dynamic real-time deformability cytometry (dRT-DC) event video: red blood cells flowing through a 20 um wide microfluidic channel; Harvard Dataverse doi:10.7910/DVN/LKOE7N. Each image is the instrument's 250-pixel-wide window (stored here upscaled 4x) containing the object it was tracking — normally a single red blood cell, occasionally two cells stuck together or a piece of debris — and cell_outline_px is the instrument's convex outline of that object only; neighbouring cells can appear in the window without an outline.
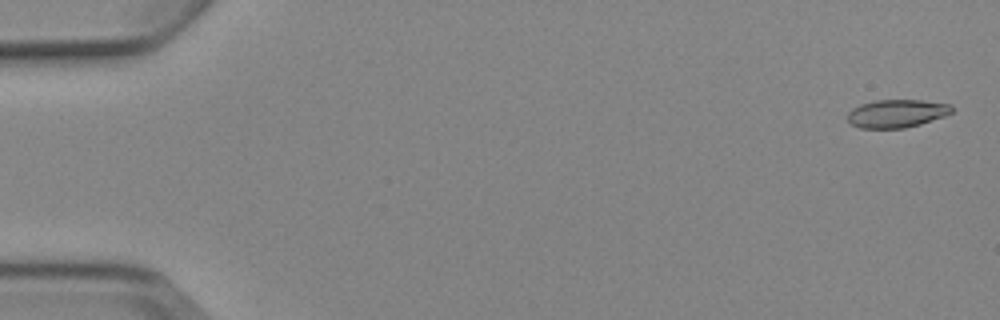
{"species": "Egyptian fruit bat (a non-hibernating species)", "species_latin": "Rousettus aegyptiacus", "temperature_condition": "cold", "stored_images_in_passage": 4, "camera_frame_rate_fps": 3000, "um_per_image_px": 0.085, "animal": {"sex": "female"}, "frame": {"image": 1, "passage_image": 1, "time_ms": 0.0, "image_size_px": [1000, 320], "cell_outline_px": [[952, 112], [944, 116], [920, 124], [904, 128], [860, 128], [852, 124], [848, 120], [848, 112], [852, 108], [860, 104], [876, 100], [920, 100], [948, 104], [952, 108]], "centroid_in_image_um": [76.19, 9.64], "position_along_channel_um": 8.8, "area_um2": 16.88}}
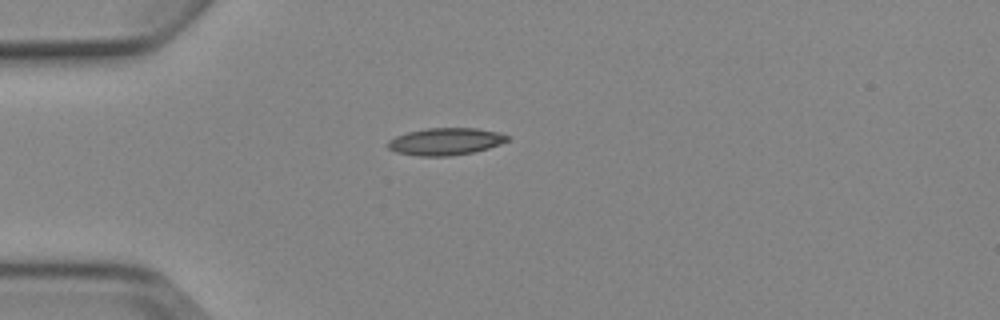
{"frame": {"image": 2, "passage_image": 4, "time_ms": 4.333, "image_size_px": [1000, 320], "cell_outline_px": [[508, 140], [500, 144], [488, 148], [472, 152], [448, 156], [420, 156], [396, 152], [388, 148], [388, 140], [396, 136], [408, 132], [428, 128], [476, 128], [500, 132], [508, 136]], "centroid_in_image_um": [37.86, 12.02], "position_along_channel_um": 47.1, "area_um2": 18.79}}